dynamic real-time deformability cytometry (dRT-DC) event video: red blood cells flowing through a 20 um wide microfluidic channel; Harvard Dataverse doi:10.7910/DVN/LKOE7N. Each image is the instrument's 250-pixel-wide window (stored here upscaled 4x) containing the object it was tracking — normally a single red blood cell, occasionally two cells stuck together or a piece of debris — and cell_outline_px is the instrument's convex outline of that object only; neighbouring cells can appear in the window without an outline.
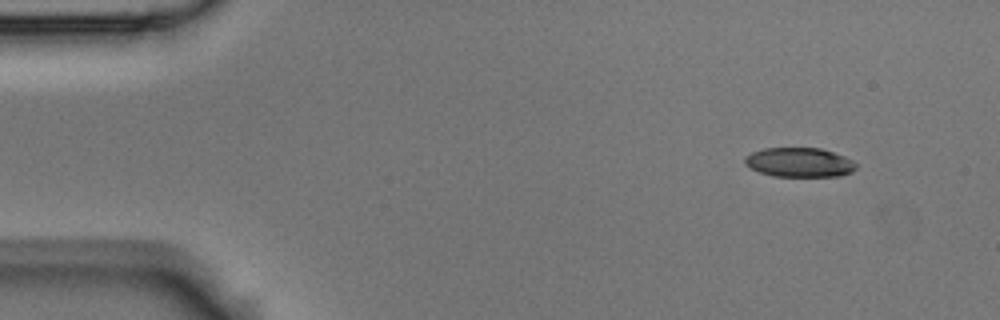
{"species": "Egyptian fruit bat (a non-hibernating species)", "species_latin": "Rousettus aegyptiacus", "temperature_condition": "room temperature", "stored_images_in_passage": 4, "camera_frame_rate_fps": 3000, "um_per_image_px": 0.085, "animal": {"sex": "male"}, "frame": {"image": 1, "passage_image": 1, "time_ms": 0.0, "image_size_px": [1000, 320], "cell_outline_px": [[856, 168], [852, 172], [840, 176], [772, 176], [760, 172], [744, 164], [744, 156], [752, 152], [764, 148], [820, 148], [844, 156], [852, 160], [856, 164]], "centroid_in_image_um": [67.93, 13.8], "position_along_channel_um": 17.1, "area_um2": 19.02}}
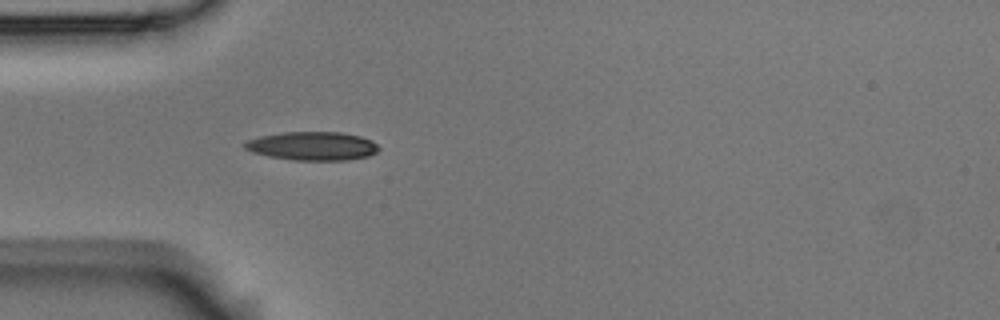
{"frame": {"image": 2, "passage_image": 4, "time_ms": 1.0, "image_size_px": [1000, 320], "cell_outline_px": [[380, 148], [376, 152], [368, 156], [344, 160], [292, 160], [268, 156], [252, 152], [244, 148], [244, 144], [248, 140], [260, 136], [284, 132], [340, 132], [360, 136], [372, 140]], "centroid_in_image_um": [26.56, 12.41], "position_along_channel_um": 58.4, "area_um2": 22.25}}